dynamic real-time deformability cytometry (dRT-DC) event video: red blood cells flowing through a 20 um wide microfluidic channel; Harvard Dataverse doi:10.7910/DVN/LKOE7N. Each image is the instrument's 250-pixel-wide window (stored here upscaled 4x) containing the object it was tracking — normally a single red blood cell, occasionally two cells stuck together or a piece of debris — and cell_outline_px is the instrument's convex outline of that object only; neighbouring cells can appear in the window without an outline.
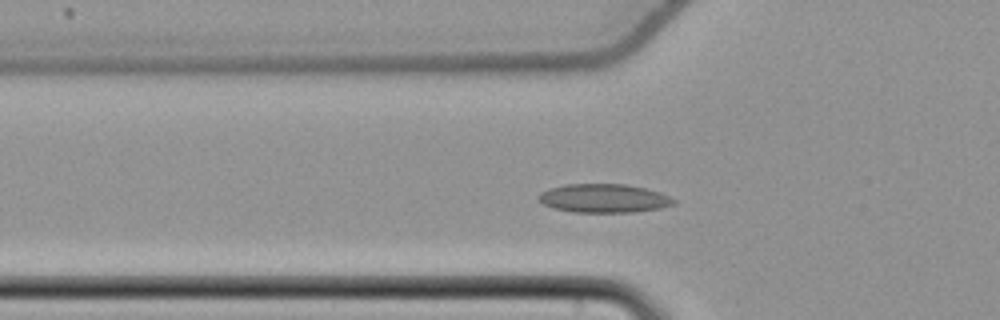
{"species": "common noctule bat (a hibernating species)", "species_latin": "Nyctalus noctula", "temperature_condition": "cold", "stored_images_in_passage": 45, "camera_frame_rate_fps": 3000, "um_per_image_px": 0.085, "animal": {"sex": "female", "body_mass_g": 22.7, "forearm_length_mm": 54.2}, "frame": {"image": 1, "passage_image": 8, "time_ms": 2.333, "image_size_px": [1000, 320], "cell_outline_px": [[676, 204], [660, 208], [632, 212], [572, 212], [556, 208], [544, 204], [536, 200], [536, 196], [540, 192], [548, 188], [564, 184], [624, 184], [644, 188], [660, 192], [676, 200]], "centroid_in_image_um": [51.29, 16.85], "position_along_channel_um": 74.5, "area_um2": 22.66}}
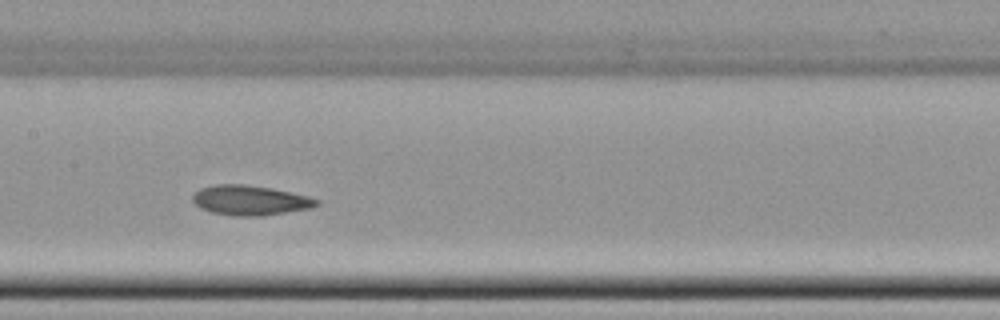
{"frame": {"image": 2, "passage_image": 17, "time_ms": 5.333, "image_size_px": [1000, 320], "cell_outline_px": [[320, 204], [308, 208], [260, 216], [236, 216], [212, 212], [200, 208], [192, 200], [192, 196], [200, 188], [216, 184], [244, 184], [272, 188], [308, 196], [320, 200]], "centroid_in_image_um": [21.24, 17.01], "position_along_channel_um": 186.2, "area_um2": 21.39}}
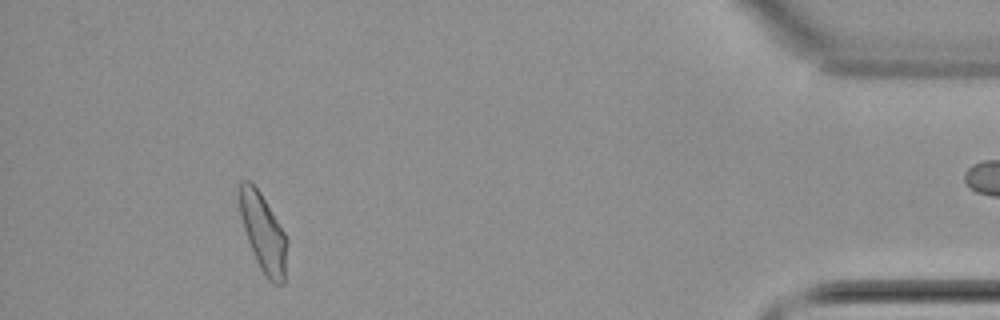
{"frame": {"image": 3, "passage_image": 40, "time_ms": 13.0, "image_size_px": [1000, 320], "cell_outline_px": [[288, 244], [284, 284], [272, 284], [264, 276], [256, 260], [248, 240], [240, 216], [240, 180], [248, 180], [260, 192], [284, 232], [288, 240]], "centroid_in_image_um": [22.4, 19.85], "position_along_channel_um": 412.8, "area_um2": 21.44}, "authors_computed_cell_mechanics": {"area_um2": 21.4438, "velocity_mm_per_s": 3.7437, "shape_relaxation_time_tau1_ms": 7.8565, "shape_relaxation_time_tau2_ms": 3.0291, "deformation_change_tau1": 0.1133, "deformation_change_tau2": 0.0772}}